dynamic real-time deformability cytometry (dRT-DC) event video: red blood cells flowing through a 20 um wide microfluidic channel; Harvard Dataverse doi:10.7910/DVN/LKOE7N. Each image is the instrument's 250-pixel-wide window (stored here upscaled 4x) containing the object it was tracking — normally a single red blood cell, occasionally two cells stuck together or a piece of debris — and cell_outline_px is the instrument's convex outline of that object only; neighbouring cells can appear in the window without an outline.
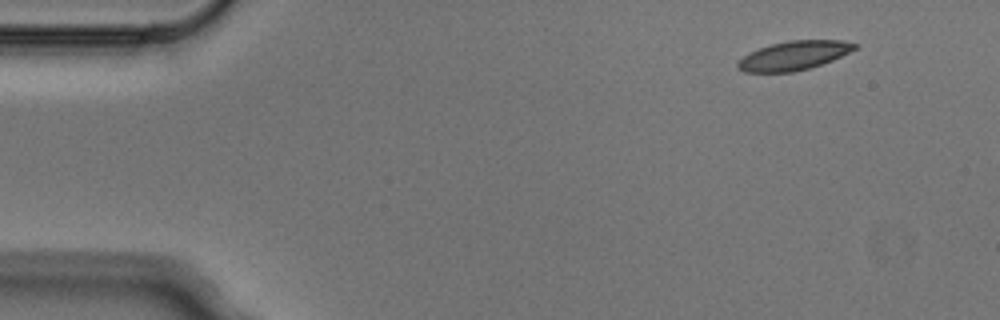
{"species": "Egyptian fruit bat (a non-hibernating species)", "species_latin": "Rousettus aegyptiacus", "temperature_condition": "cold", "stored_images_in_passage": 4, "camera_frame_rate_fps": 3000, "um_per_image_px": 0.085, "animal": {"sex": "male"}, "frame": {"image": 1, "passage_image": 1, "time_ms": 0.0, "image_size_px": [1000, 320], "cell_outline_px": [[860, 44], [856, 48], [832, 60], [808, 68], [792, 72], [744, 72], [736, 68], [736, 64], [748, 52], [772, 44], [788, 40], [844, 40]], "centroid_in_image_um": [67.46, 4.71], "position_along_channel_um": 17.5, "area_um2": 19.65}}